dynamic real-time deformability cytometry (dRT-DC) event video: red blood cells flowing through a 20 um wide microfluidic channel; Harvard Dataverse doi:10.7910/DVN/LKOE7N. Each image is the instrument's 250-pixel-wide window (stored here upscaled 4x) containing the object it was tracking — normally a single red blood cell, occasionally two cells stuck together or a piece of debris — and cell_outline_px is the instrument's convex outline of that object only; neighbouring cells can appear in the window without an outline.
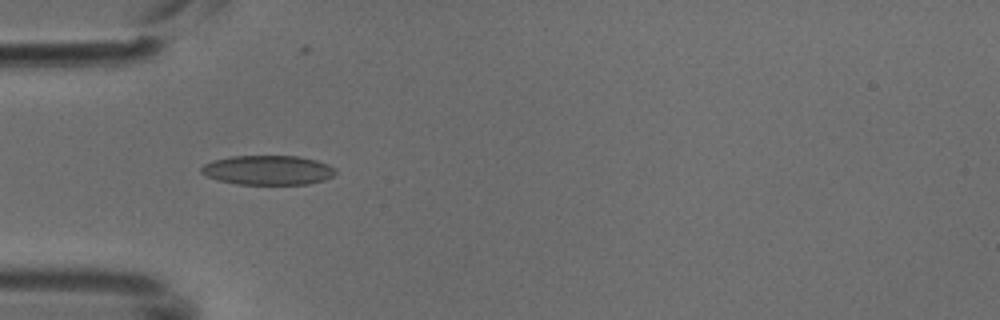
{"species": "common noctule bat (a hibernating species)", "species_latin": "Nyctalus noctula", "temperature_condition": "cold", "stored_images_in_passage": 7, "camera_frame_rate_fps": 3000, "um_per_image_px": 0.085, "animal": {"sex": "male", "body_mass_g": 18.8}, "frame": {"image": 1, "passage_image": 4, "time_ms": 1.0, "image_size_px": [1000, 320], "cell_outline_px": [[336, 172], [332, 176], [324, 180], [308, 184], [236, 184], [216, 180], [200, 172], [200, 168], [204, 164], [212, 160], [232, 156], [296, 156], [316, 160], [328, 164], [336, 168]], "centroid_in_image_um": [22.76, 14.46], "position_along_channel_um": 62.2, "area_um2": 23.12}}
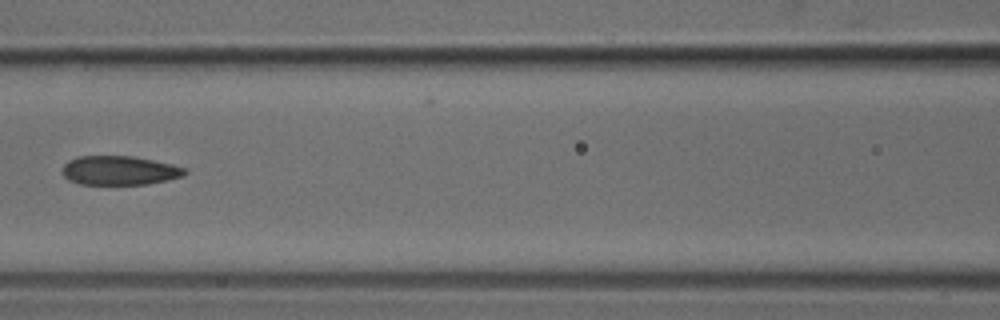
{"frame": {"image": 2, "passage_image": 6, "time_ms": 1.667, "image_size_px": [1000, 320], "cell_outline_px": [[188, 172], [184, 176], [168, 180], [148, 184], [80, 184], [68, 180], [64, 176], [64, 164], [68, 160], [76, 156], [132, 156], [172, 164], [184, 168]], "centroid_in_image_um": [10.16, 14.49], "position_along_channel_um": 156.4, "area_um2": 20.75}}
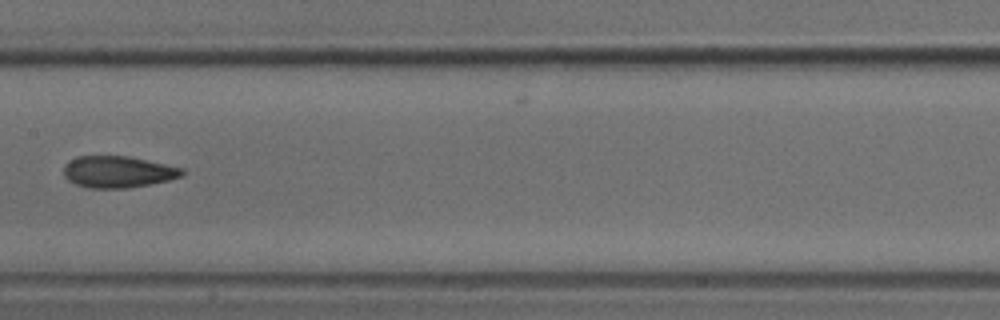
{"frame": {"image": 3, "passage_image": 7, "time_ms": 2.0, "image_size_px": [1000, 320], "cell_outline_px": [[184, 176], [168, 180], [128, 188], [88, 188], [76, 184], [68, 180], [64, 176], [64, 164], [68, 160], [76, 156], [128, 156], [184, 168]], "centroid_in_image_um": [10.01, 14.6], "position_along_channel_um": 197.4, "area_um2": 21.91}}